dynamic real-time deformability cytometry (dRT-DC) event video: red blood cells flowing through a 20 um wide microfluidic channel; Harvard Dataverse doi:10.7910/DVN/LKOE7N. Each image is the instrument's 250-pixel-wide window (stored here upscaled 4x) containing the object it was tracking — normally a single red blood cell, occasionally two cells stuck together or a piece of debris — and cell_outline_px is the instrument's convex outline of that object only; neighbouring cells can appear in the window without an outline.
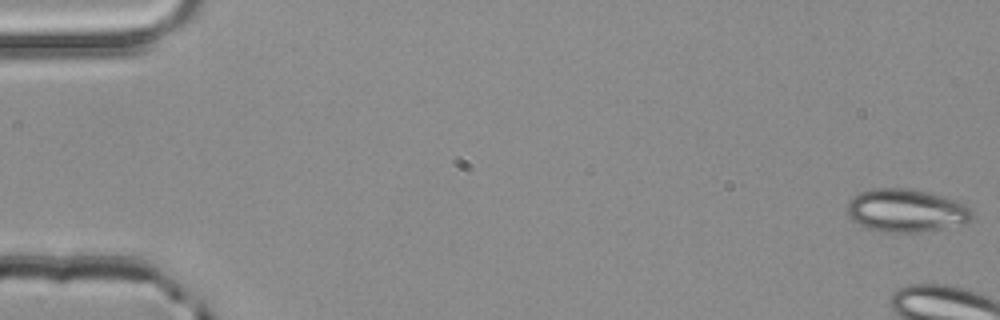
{"species": "common noctule bat (a hibernating species)", "species_latin": "Nyctalus noctula", "temperature_condition": "room temperature", "stored_images_in_passage": 7, "camera_frame_rate_fps": 3000, "um_per_image_px": 0.085, "animal": {"sex": "male", "body_mass_g": 20.4}, "frame": {"image": 1, "passage_image": 1, "time_ms": 0.0, "image_size_px": [1000, 320], "cell_outline_px": [[972, 220], [964, 224], [920, 232], [884, 232], [868, 228], [852, 220], [848, 216], [848, 200], [852, 196], [860, 192], [876, 188], [904, 188], [928, 192], [944, 196], [964, 204], [972, 208]], "centroid_in_image_um": [77.03, 17.89], "position_along_channel_um": 8.0, "area_um2": 31.33}}